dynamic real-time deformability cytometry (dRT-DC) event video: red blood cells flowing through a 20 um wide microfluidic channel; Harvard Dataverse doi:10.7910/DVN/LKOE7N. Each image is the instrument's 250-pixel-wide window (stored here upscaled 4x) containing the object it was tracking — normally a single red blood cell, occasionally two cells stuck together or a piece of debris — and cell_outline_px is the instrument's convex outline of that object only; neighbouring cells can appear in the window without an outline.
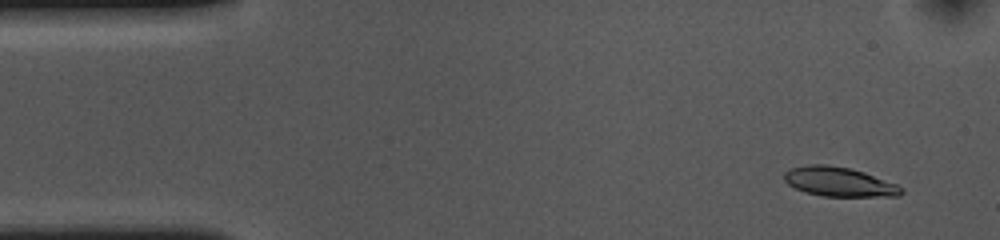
{"species": "common noctule bat (a hibernating species)", "species_latin": "Nyctalus noctula", "temperature_condition": "cold", "stored_images_in_passage": 54, "camera_frame_rate_fps": 3000, "um_per_image_px": 0.085, "animal": {"sex": "female", "body_mass_g": 10.0, "forearm_length_mm": 53.1}, "frame": {"image": 1, "passage_image": 4, "time_ms": 1.0, "image_size_px": [1000, 240], "cell_outline_px": [[904, 192], [900, 196], [824, 196], [804, 192], [788, 184], [784, 180], [784, 172], [788, 168], [808, 164], [828, 164], [848, 168], [864, 172], [896, 184], [904, 188]], "centroid_in_image_um": [71.3, 15.44], "position_along_channel_um": 13.7, "area_um2": 20.11}}
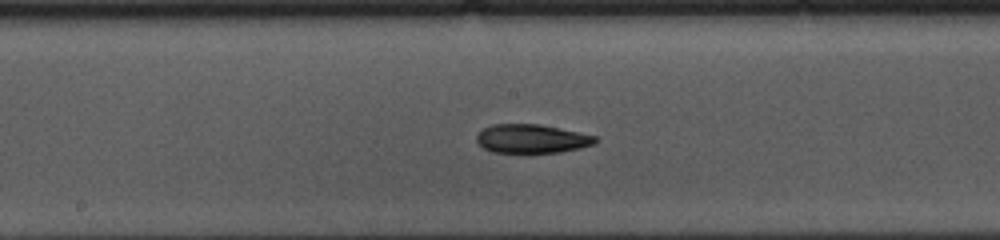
{"frame": {"image": 2, "passage_image": 27, "time_ms": 8.667, "image_size_px": [1000, 240], "cell_outline_px": [[600, 140], [596, 144], [580, 148], [560, 152], [492, 152], [484, 148], [476, 140], [476, 136], [484, 128], [492, 124], [540, 124], [560, 128], [596, 136]], "centroid_in_image_um": [45.24, 11.78], "position_along_channel_um": 203.0, "area_um2": 19.88}}
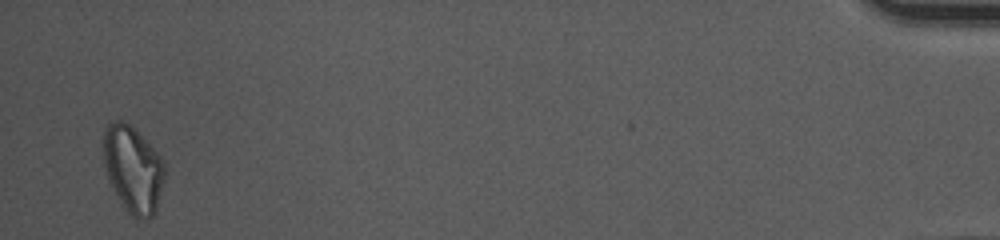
{"frame": {"image": 3, "passage_image": 53, "time_ms": 17.333, "image_size_px": [1000, 240], "cell_outline_px": [[164, 176], [156, 212], [152, 216], [144, 220], [132, 216], [124, 208], [112, 188], [108, 180], [104, 164], [104, 128], [108, 124], [120, 116], [160, 156], [164, 164]], "centroid_in_image_um": [11.28, 14.39], "position_along_channel_um": 423.9, "area_um2": 30.63}, "authors_computed_cell_mechanics": {"area_um2": 20.6924, "velocity_mm_per_s": 3.6061, "shape_relaxation_time_tau1_ms": 6.4598, "shape_relaxation_time_tau2_ms": 8.913, "deformation_change_tau1": 0.1495, "deformation_change_tau2": 0.173}}